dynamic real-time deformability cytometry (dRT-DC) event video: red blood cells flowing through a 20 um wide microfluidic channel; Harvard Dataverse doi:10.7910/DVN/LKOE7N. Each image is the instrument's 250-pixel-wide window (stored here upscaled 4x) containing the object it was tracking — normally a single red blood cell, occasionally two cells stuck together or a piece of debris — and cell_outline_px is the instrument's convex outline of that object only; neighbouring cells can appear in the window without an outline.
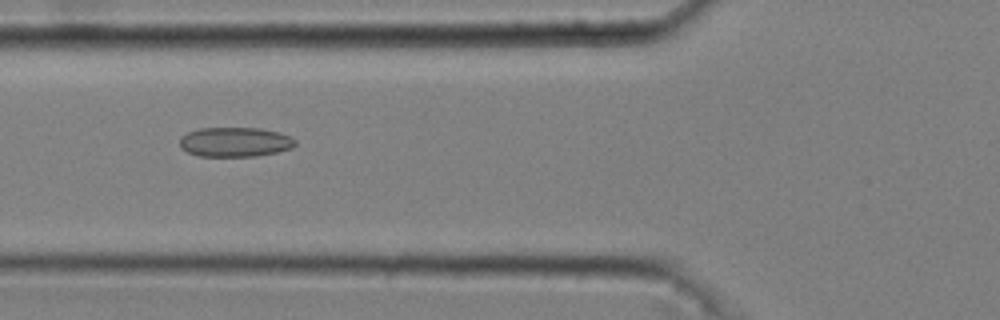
{"species": "common noctule bat (a hibernating species)", "species_latin": "Nyctalus noctula", "temperature_condition": "cold", "stored_images_in_passage": 47, "camera_frame_rate_fps": 3000, "um_per_image_px": 0.085, "animal": {"sex": "male", "body_mass_g": 20.4}, "frame": {"image": 1, "passage_image": 18, "time_ms": 5.667, "image_size_px": [1000, 320], "cell_outline_px": [[296, 144], [292, 148], [276, 152], [256, 156], [196, 156], [180, 148], [180, 136], [188, 132], [200, 128], [260, 128], [280, 132], [292, 136], [296, 140]], "centroid_in_image_um": [19.98, 12.07], "position_along_channel_um": 105.8, "area_um2": 20.11}}
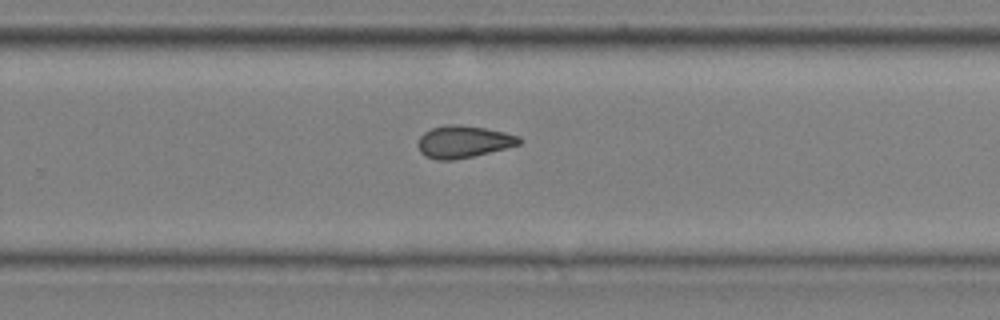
{"frame": {"image": 2, "passage_image": 33, "time_ms": 10.667, "image_size_px": [1000, 320], "cell_outline_px": [[524, 140], [520, 144], [472, 156], [452, 160], [436, 160], [424, 156], [420, 152], [416, 144], [420, 136], [424, 132], [432, 128], [444, 124], [456, 124], [484, 128], [504, 132], [520, 136]], "centroid_in_image_um": [39.35, 12.04], "position_along_channel_um": 290.4, "area_um2": 19.02}}
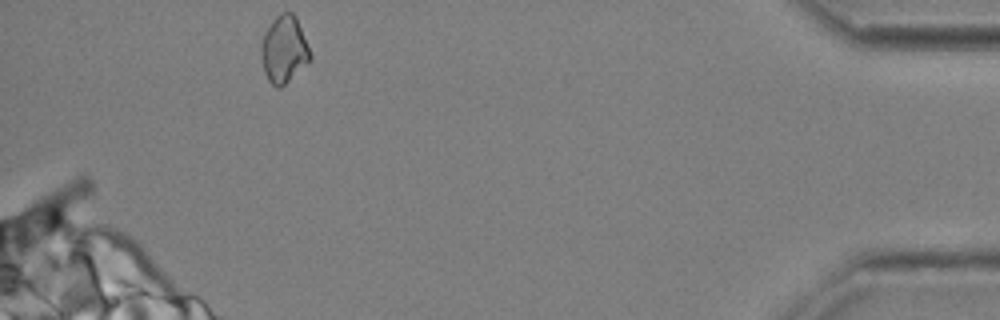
{"frame": {"image": 3, "passage_image": 47, "time_ms": 15.333, "image_size_px": [1000, 320], "cell_outline_px": [[312, 60], [280, 88], [276, 88], [268, 80], [264, 72], [260, 48], [260, 44], [264, 32], [272, 20], [280, 12], [292, 12], [296, 16], [312, 56]], "centroid_in_image_um": [24.13, 4.19], "position_along_channel_um": 411.1, "area_um2": 19.31}, "authors_computed_cell_mechanics": {"area_um2": 19.0162, "velocity_mm_per_s": 3.6956, "shape_relaxation_time_tau1_ms": null, "shape_relaxation_time_tau2_ms": 3.9349, "deformation_change_tau1": null, "deformation_change_tau2": 0.1037}}